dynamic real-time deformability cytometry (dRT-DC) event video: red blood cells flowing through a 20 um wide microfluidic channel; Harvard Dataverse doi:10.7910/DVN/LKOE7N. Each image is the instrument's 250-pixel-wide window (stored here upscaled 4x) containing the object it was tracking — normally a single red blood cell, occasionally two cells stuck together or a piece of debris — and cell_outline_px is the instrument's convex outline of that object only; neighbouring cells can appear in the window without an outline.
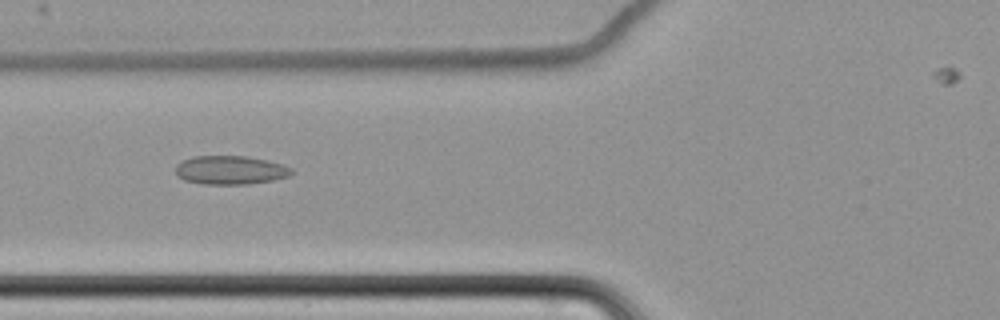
{"species": "common noctule bat (a hibernating species)", "species_latin": "Nyctalus noctula", "temperature_condition": "cold", "stored_images_in_passage": 58, "camera_frame_rate_fps": 3000, "um_per_image_px": 0.085, "animal": {"sex": "female", "body_mass_g": 22.7, "forearm_length_mm": 54.2}, "frame": {"image": 1, "passage_image": 27, "time_ms": 8.667, "image_size_px": [1000, 320], "cell_outline_px": [[296, 172], [288, 176], [272, 180], [248, 184], [204, 184], [184, 180], [176, 176], [176, 164], [180, 160], [192, 156], [248, 156], [268, 160], [284, 164], [292, 168]], "centroid_in_image_um": [19.58, 14.44], "position_along_channel_um": 106.2, "area_um2": 19.71}}
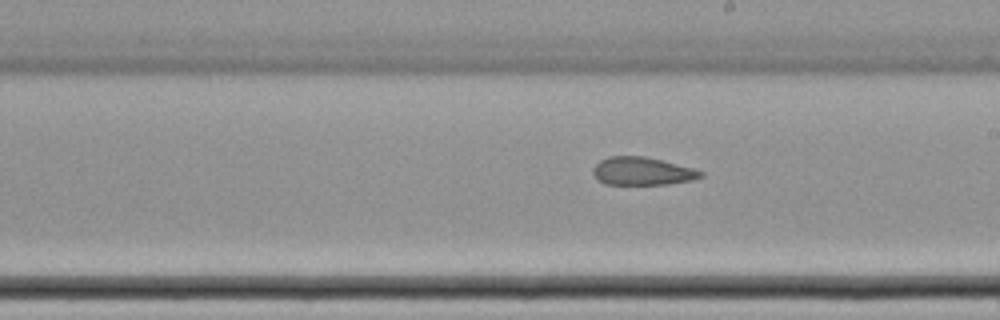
{"frame": {"image": 2, "passage_image": 38, "time_ms": 12.333, "image_size_px": [1000, 320], "cell_outline_px": [[704, 176], [692, 180], [668, 184], [604, 184], [596, 180], [592, 172], [592, 168], [600, 160], [608, 156], [644, 156], [692, 168], [704, 172]], "centroid_in_image_um": [54.55, 14.55], "position_along_channel_um": 234.5, "area_um2": 17.57}}
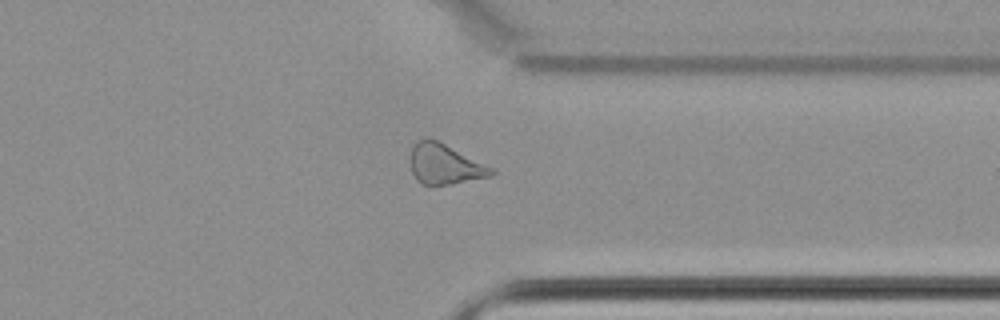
{"frame": {"image": 3, "passage_image": 50, "time_ms": 16.333, "image_size_px": [1000, 320], "cell_outline_px": [[496, 172], [492, 176], [448, 184], [420, 184], [416, 180], [412, 172], [412, 144], [420, 140], [436, 140], [496, 168]], "centroid_in_image_um": [37.87, 13.97], "position_along_channel_um": 373.5, "area_um2": 18.67}}